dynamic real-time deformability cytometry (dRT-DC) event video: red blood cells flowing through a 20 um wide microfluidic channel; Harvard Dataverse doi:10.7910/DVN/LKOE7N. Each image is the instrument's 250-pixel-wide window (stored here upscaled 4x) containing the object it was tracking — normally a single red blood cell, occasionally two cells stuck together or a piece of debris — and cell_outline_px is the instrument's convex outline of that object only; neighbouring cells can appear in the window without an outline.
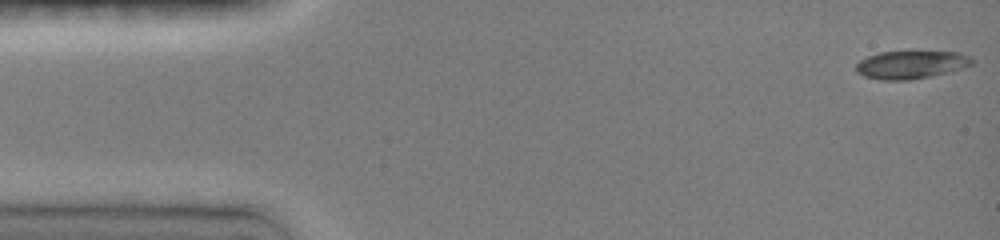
{"species": "common noctule bat (a hibernating species)", "species_latin": "Nyctalus noctula", "temperature_condition": "room temperature", "stored_images_in_passage": 67, "camera_frame_rate_fps": 3000, "um_per_image_px": 0.085, "animal": {"sex": "female", "body_mass_g": 19.0, "forearm_length_mm": 51.5}, "frame": {"image": 1, "passage_image": 1, "time_ms": 0.0, "image_size_px": [1000, 240], "cell_outline_px": [[976, 60], [972, 64], [964, 68], [948, 72], [908, 80], [880, 80], [864, 76], [856, 72], [856, 64], [860, 60], [868, 56], [880, 52], [960, 52], [972, 56]], "centroid_in_image_um": [77.47, 5.49], "position_along_channel_um": 7.5, "area_um2": 18.9}}
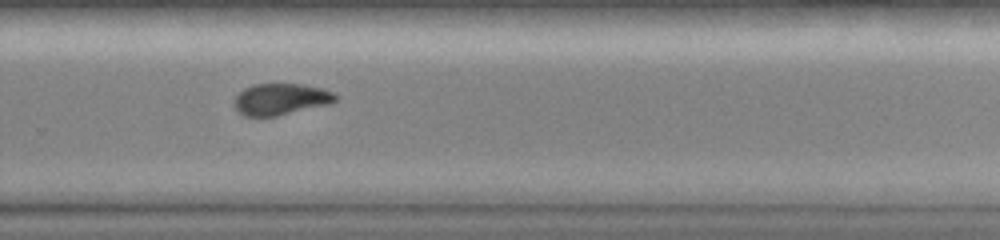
{"frame": {"image": 2, "passage_image": 54, "time_ms": 10.333, "image_size_px": [1000, 240], "cell_outline_px": [[340, 96], [336, 100], [328, 104], [276, 116], [244, 116], [236, 108], [236, 96], [244, 88], [252, 84], [304, 84], [324, 88]], "centroid_in_image_um": [23.91, 8.41], "position_along_channel_um": 305.9, "area_um2": 18.44}}
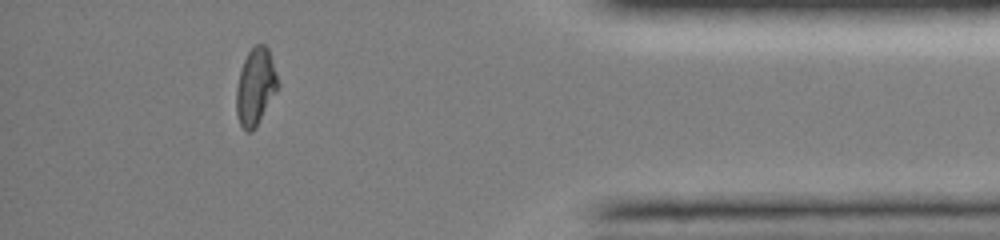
{"frame": {"image": 3, "passage_image": 63, "time_ms": 13.667, "image_size_px": [1000, 240], "cell_outline_px": [[280, 84], [276, 92], [252, 132], [244, 132], [240, 124], [236, 112], [236, 88], [240, 72], [244, 60], [248, 52], [256, 44], [264, 44], [268, 48]], "centroid_in_image_um": [21.71, 7.37], "position_along_channel_um": 413.5, "area_um2": 18.5}, "authors_computed_cell_mechanics": {"area_um2": 19.5942, "velocity_mm_per_s": 4.0306, "shape_relaxation_time_tau1_ms": null, "shape_relaxation_time_tau2_ms": 1.77, "deformation_change_tau1": null, "deformation_change_tau2": 0.0547}}